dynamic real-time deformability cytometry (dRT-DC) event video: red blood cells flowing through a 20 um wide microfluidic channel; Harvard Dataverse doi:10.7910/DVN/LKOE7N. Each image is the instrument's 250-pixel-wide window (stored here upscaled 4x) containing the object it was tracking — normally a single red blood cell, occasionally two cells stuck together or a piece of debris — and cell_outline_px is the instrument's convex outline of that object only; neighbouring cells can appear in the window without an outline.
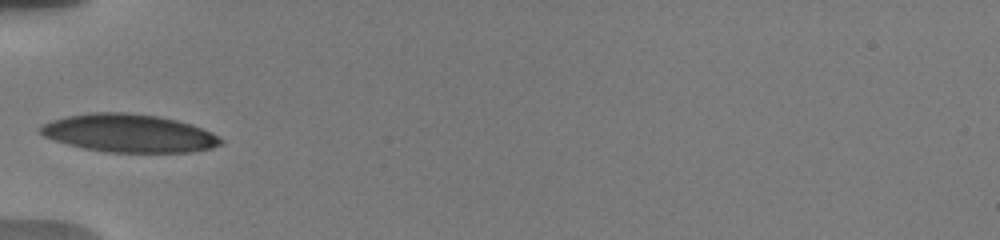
{"species": "human", "species_latin": "Homo sapiens", "temperature_condition": "warm", "stored_images_in_passage": 34, "camera_frame_rate_fps": 3000, "um_per_image_px": 0.085, "donor": {"sex": "male"}, "frame": {"image": 1, "passage_image": 1, "time_ms": 0.0, "image_size_px": [1000, 240], "cell_outline_px": [[224, 144], [212, 148], [192, 152], [108, 152], [84, 148], [68, 144], [44, 136], [40, 132], [40, 128], [44, 124], [52, 120], [64, 116], [88, 112], [124, 112], [156, 116], [176, 120], [192, 124], [212, 132], [224, 140]], "centroid_in_image_um": [11.01, 11.32], "position_along_channel_um": 74.0, "area_um2": 40.0}}
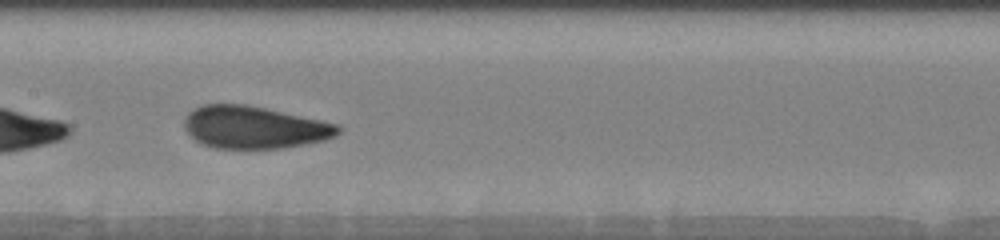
{"frame": {"image": 2, "passage_image": 10, "time_ms": 3.0, "image_size_px": [1000, 240], "cell_outline_px": [[340, 132], [336, 136], [324, 140], [284, 148], [216, 148], [200, 144], [184, 128], [184, 116], [192, 108], [204, 104], [244, 104], [264, 108], [340, 124]], "centroid_in_image_um": [21.59, 10.82], "position_along_channel_um": 185.8, "area_um2": 38.03}}
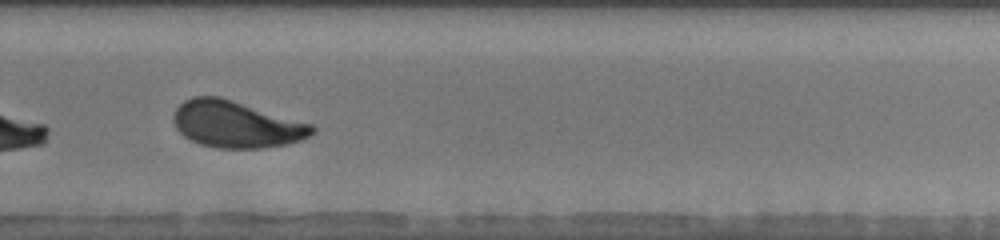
{"frame": {"image": 3, "passage_image": 20, "time_ms": 6.333, "image_size_px": [1000, 240], "cell_outline_px": [[316, 128], [308, 136], [300, 140], [288, 144], [260, 148], [216, 148], [200, 144], [184, 136], [176, 128], [172, 120], [172, 116], [176, 108], [184, 100], [192, 96], [220, 96], [312, 124]], "centroid_in_image_um": [20.04, 10.56], "position_along_channel_um": 309.8, "area_um2": 37.69}, "authors_computed_cell_mechanics": {"area_um2": 37.6856, "velocity_mm_per_s": 3.7372, "shape_relaxation_time_tau1_ms": 3.6299, "shape_relaxation_time_tau2_ms": null, "deformation_change_tau1": 0.1553, "deformation_change_tau2": null}}